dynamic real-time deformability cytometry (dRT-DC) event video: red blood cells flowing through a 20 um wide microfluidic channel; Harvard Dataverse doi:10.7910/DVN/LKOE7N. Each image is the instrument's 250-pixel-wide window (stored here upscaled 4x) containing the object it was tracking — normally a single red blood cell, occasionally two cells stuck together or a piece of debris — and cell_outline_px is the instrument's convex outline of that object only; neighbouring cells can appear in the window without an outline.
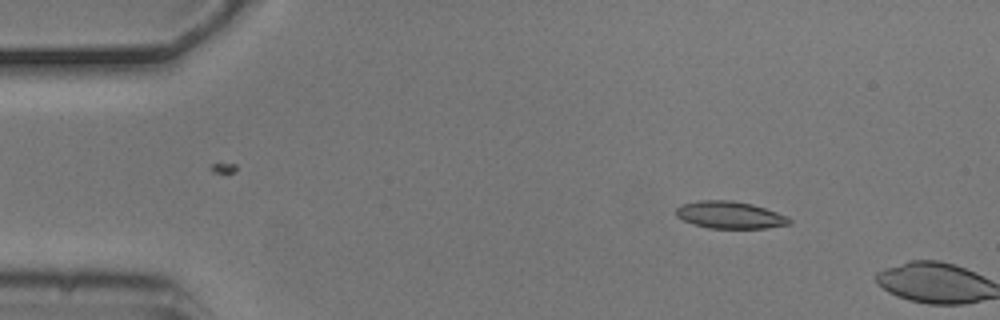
{"species": "common noctule bat (a hibernating species)", "species_latin": "Nyctalus noctula", "temperature_condition": "cold", "stored_images_in_passage": 3, "camera_frame_rate_fps": 3000, "um_per_image_px": 0.085, "animal": {"sex": "male", "body_mass_g": 20.5, "forearm_length_mm": 52.5}, "frame": {"image": 1, "passage_image": 2, "time_ms": 0.333, "image_size_px": [1000, 320], "cell_outline_px": [[792, 224], [768, 228], [708, 228], [692, 224], [676, 216], [676, 208], [684, 204], [700, 200], [732, 200], [752, 204], [788, 216], [792, 220]], "centroid_in_image_um": [62.07, 18.28], "position_along_channel_um": 22.9, "area_um2": 17.98}}